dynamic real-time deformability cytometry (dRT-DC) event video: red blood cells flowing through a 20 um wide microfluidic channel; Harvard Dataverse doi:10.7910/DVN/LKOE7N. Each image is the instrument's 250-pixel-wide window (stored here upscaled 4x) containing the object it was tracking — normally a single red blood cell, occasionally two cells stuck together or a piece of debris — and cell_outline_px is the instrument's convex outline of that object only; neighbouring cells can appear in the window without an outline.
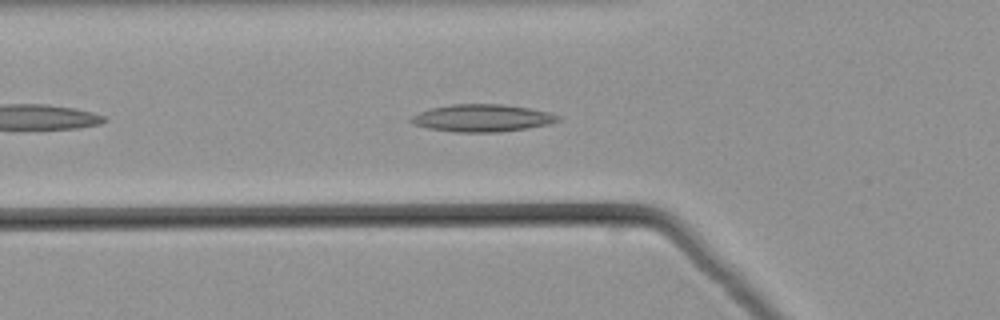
{"species": "common noctule bat (a hibernating species)", "species_latin": "Nyctalus noctula", "temperature_condition": "warm", "stored_images_in_passage": 33, "camera_frame_rate_fps": 3000, "um_per_image_px": 0.085, "animal": {"sex": "male", "body_mass_g": 21.5, "forearm_length_mm": 52.0}, "frame": {"image": 1, "passage_image": 6, "time_ms": 1.667, "image_size_px": [1000, 320], "cell_outline_px": [[560, 120], [548, 124], [528, 128], [500, 132], [456, 132], [428, 128], [412, 124], [408, 120], [412, 116], [420, 112], [432, 108], [448, 104], [500, 104], [528, 108], [548, 112], [560, 116]], "centroid_in_image_um": [40.96, 10.03], "position_along_channel_um": 84.8, "area_um2": 23.35}}
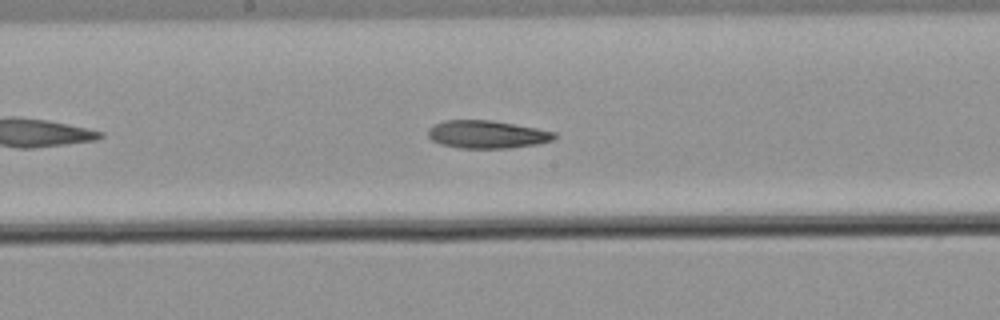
{"frame": {"image": 2, "passage_image": 15, "time_ms": 4.667, "image_size_px": [1000, 320], "cell_outline_px": [[556, 136], [552, 140], [536, 144], [508, 148], [460, 148], [440, 144], [432, 140], [428, 136], [428, 128], [432, 124], [444, 120], [492, 120], [516, 124], [556, 132]], "centroid_in_image_um": [41.36, 11.41], "position_along_channel_um": 206.8, "area_um2": 20.58}}
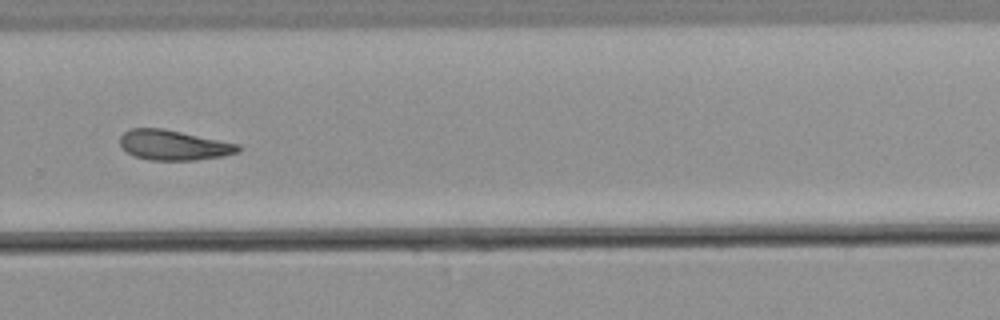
{"frame": {"image": 3, "passage_image": 23, "time_ms": 7.333, "image_size_px": [1000, 320], "cell_outline_px": [[240, 152], [224, 156], [196, 160], [152, 160], [132, 156], [120, 144], [120, 136], [128, 128], [160, 128], [240, 144]], "centroid_in_image_um": [14.76, 12.34], "position_along_channel_um": 315.0, "area_um2": 20.63}}